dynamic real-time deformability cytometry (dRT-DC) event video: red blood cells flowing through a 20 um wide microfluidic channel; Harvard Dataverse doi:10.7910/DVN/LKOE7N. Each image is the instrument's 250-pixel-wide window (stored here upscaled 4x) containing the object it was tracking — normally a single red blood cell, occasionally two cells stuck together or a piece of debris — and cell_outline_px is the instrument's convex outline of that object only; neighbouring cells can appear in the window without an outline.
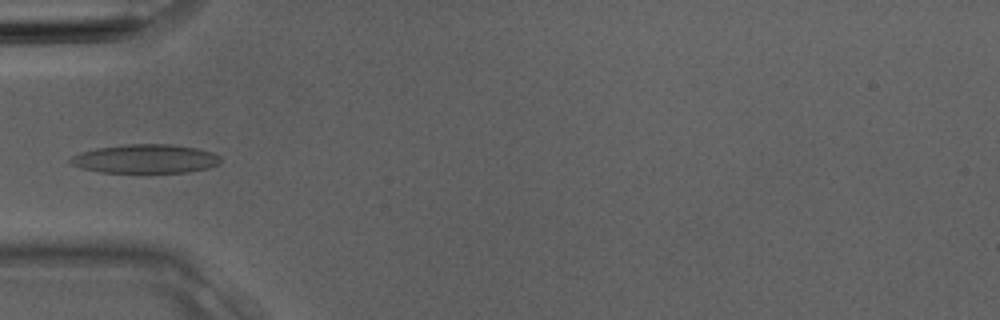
{"species": "Egyptian fruit bat (a non-hibernating species)", "species_latin": "Rousettus aegyptiacus", "temperature_condition": "room temperature", "stored_images_in_passage": 3, "camera_frame_rate_fps": 3000, "um_per_image_px": 0.085, "animal": {"sex": "male"}, "frame": {"image": 1, "passage_image": 3, "time_ms": 0.667, "image_size_px": [1000, 320], "cell_outline_px": [[220, 164], [208, 168], [188, 172], [100, 172], [80, 168], [72, 164], [68, 160], [72, 156], [80, 152], [96, 148], [128, 144], [168, 144], [196, 148], [212, 152], [220, 156]], "centroid_in_image_um": [12.35, 13.5], "position_along_channel_um": 72.6, "area_um2": 25.2}}